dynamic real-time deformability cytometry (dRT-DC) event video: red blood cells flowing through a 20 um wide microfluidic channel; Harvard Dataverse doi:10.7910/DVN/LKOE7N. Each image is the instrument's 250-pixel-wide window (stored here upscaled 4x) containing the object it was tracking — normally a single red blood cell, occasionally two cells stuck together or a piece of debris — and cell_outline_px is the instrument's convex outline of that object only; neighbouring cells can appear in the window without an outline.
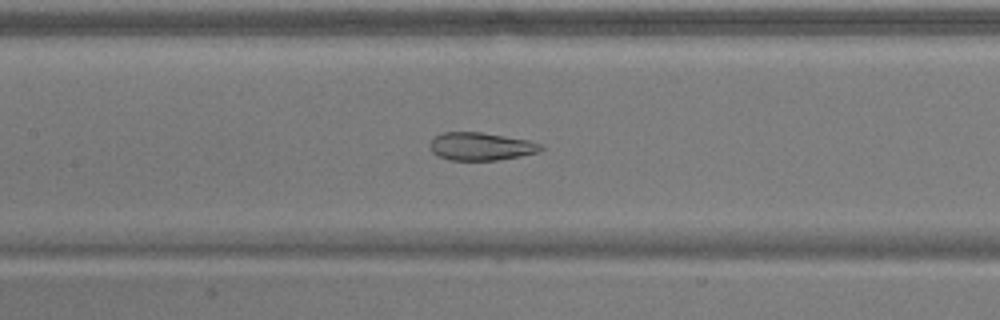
{"species": "common noctule bat (a hibernating species)", "species_latin": "Nyctalus noctula", "temperature_condition": "warm", "stored_images_in_passage": 54, "camera_frame_rate_fps": 3000, "um_per_image_px": 0.085, "animal": {"sex": "male", "body_mass_g": 17.9}, "frame": {"image": 1, "passage_image": 24, "time_ms": 7.667, "image_size_px": [1000, 320], "cell_outline_px": [[544, 148], [536, 152], [520, 156], [496, 160], [448, 160], [432, 152], [428, 144], [436, 136], [444, 132], [480, 132], [528, 140], [540, 144]], "centroid_in_image_um": [40.84, 12.44], "position_along_channel_um": 166.6, "area_um2": 17.8}}
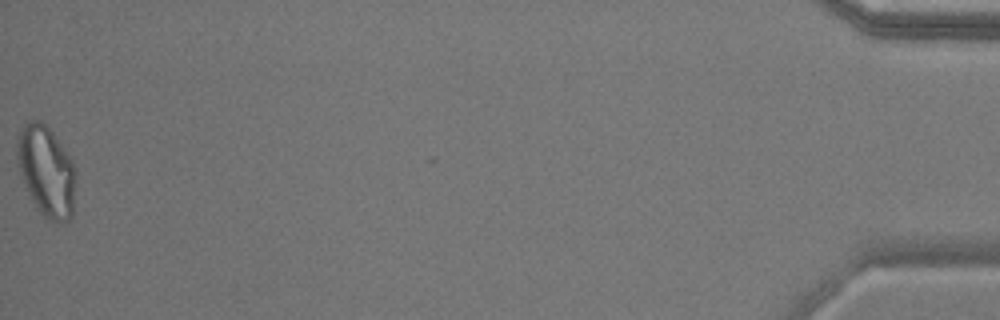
{"frame": {"image": 2, "passage_image": 54, "time_ms": 17.667, "image_size_px": [1000, 320], "cell_outline_px": [[76, 180], [72, 216], [68, 220], [48, 220], [36, 208], [28, 192], [20, 172], [16, 160], [16, 144], [20, 128], [28, 120], [40, 120], [52, 132], [72, 160], [76, 168]], "centroid_in_image_um": [3.93, 14.52], "position_along_channel_um": 431.3, "area_um2": 30.98}, "authors_computed_cell_mechanics": {"area_um2": 24.6517, "velocity_mm_per_s": 3.6552, "shape_relaxation_time_tau1_ms": null, "shape_relaxation_time_tau2_ms": 1.2904, "deformation_change_tau1": null, "deformation_change_tau2": 0.0747}}